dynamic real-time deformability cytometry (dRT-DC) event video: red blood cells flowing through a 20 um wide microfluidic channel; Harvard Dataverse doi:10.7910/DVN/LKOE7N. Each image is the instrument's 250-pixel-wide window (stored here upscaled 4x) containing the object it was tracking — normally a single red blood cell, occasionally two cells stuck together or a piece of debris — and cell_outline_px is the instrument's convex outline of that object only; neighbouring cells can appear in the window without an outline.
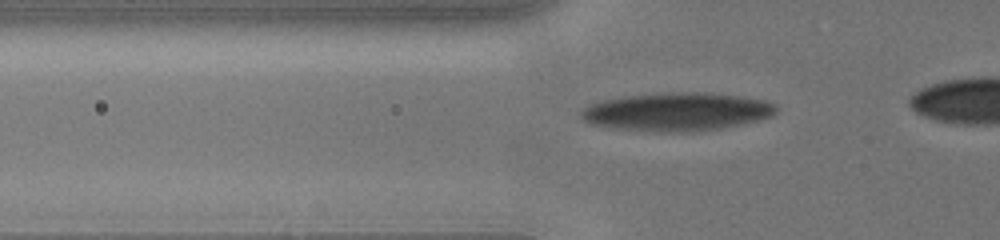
{"species": "human", "species_latin": "Homo sapiens", "temperature_condition": "cold", "stored_images_in_passage": 47, "camera_frame_rate_fps": 3000, "um_per_image_px": 0.085, "donor": {"sex": "male"}, "frame": {"image": 1, "passage_image": 18, "time_ms": 4.667, "image_size_px": [1000, 240], "cell_outline_px": [[776, 112], [772, 116], [740, 124], [720, 128], [692, 132], [656, 132], [612, 128], [588, 124], [580, 116], [580, 112], [588, 104], [600, 100], [624, 96], [660, 92], [704, 92], [740, 96], [764, 100], [776, 104]], "centroid_in_image_um": [57.47, 9.49], "position_along_channel_um": 68.3, "area_um2": 43.93}}
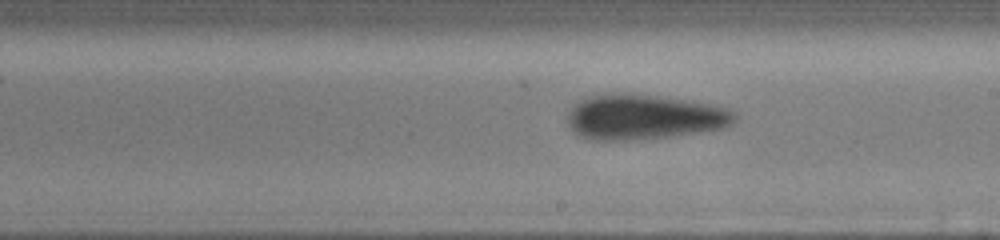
{"frame": {"image": 2, "passage_image": 29, "time_ms": 9.0, "image_size_px": [1000, 240], "cell_outline_px": [[736, 120], [732, 124], [724, 128], [668, 136], [624, 140], [592, 140], [580, 136], [568, 124], [568, 112], [580, 100], [588, 96], [604, 92], [628, 92], [692, 100], [724, 108], [736, 112]], "centroid_in_image_um": [54.71, 9.91], "position_along_channel_um": 234.3, "area_um2": 44.04}}
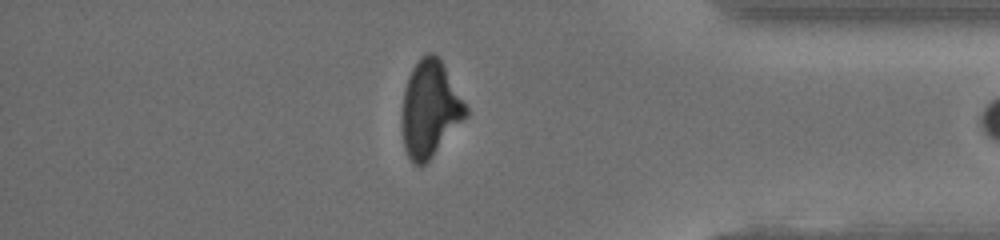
{"frame": {"image": 3, "passage_image": 46, "time_ms": 13.667, "image_size_px": [1000, 240], "cell_outline_px": [[468, 116], [432, 156], [420, 168], [412, 164], [404, 148], [400, 128], [400, 120], [404, 88], [408, 76], [412, 68], [420, 56], [428, 52], [432, 52], [440, 60], [468, 108]], "centroid_in_image_um": [36.5, 9.29], "position_along_channel_um": 398.7, "area_um2": 36.13}}